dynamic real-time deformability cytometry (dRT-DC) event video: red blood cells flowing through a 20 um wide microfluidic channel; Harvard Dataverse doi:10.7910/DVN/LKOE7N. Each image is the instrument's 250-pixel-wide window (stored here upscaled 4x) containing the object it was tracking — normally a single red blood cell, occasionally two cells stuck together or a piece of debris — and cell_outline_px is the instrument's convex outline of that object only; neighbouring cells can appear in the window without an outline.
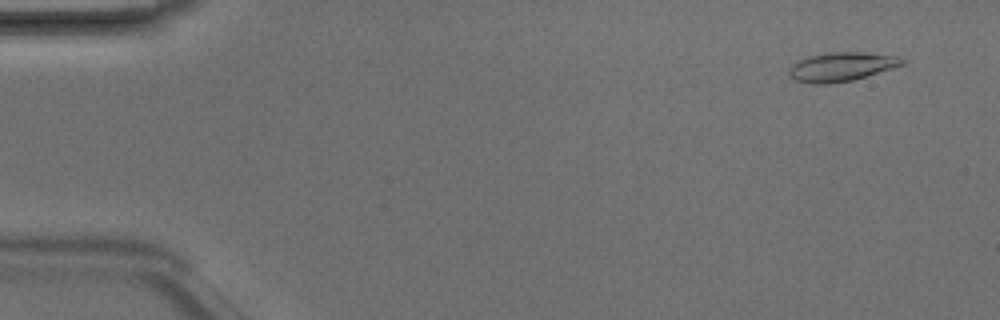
{"species": "Egyptian fruit bat (a non-hibernating species)", "species_latin": "Rousettus aegyptiacus", "temperature_condition": "room temperature", "stored_images_in_passage": 48, "camera_frame_rate_fps": 3000, "um_per_image_px": 0.085, "animal": {"sex": "male"}, "frame": {"image": 1, "passage_image": 3, "time_ms": 0.667, "image_size_px": [1000, 320], "cell_outline_px": [[908, 60], [904, 64], [892, 68], [852, 80], [832, 84], [812, 84], [796, 80], [788, 76], [788, 68], [796, 60], [808, 56], [828, 52], [864, 52], [896, 56]], "centroid_in_image_um": [71.47, 5.67], "position_along_channel_um": 13.5, "area_um2": 19.31}}
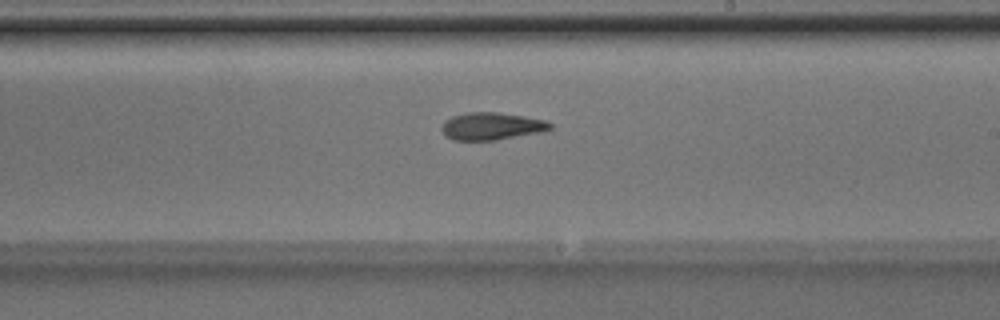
{"frame": {"image": 2, "passage_image": 28, "time_ms": 9.0, "image_size_px": [1000, 320], "cell_outline_px": [[552, 128], [544, 132], [496, 140], [452, 140], [444, 136], [440, 128], [444, 120], [452, 116], [468, 112], [496, 112], [524, 116], [544, 120], [552, 124]], "centroid_in_image_um": [41.76, 10.73], "position_along_channel_um": 247.2, "area_um2": 17.57}}
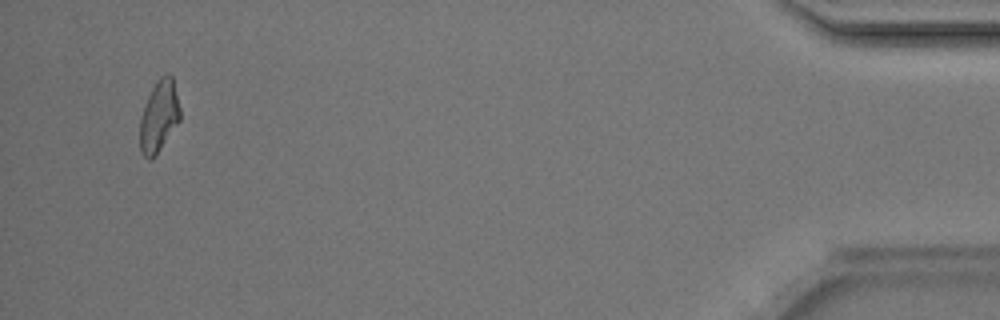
{"frame": {"image": 3, "passage_image": 46, "time_ms": 15.0, "image_size_px": [1000, 320], "cell_outline_px": [[180, 120], [152, 160], [148, 160], [140, 152], [140, 116], [144, 104], [152, 88], [160, 76], [168, 72], [172, 76], [180, 108]], "centroid_in_image_um": [13.5, 9.88], "position_along_channel_um": 421.7, "area_um2": 16.76}, "authors_computed_cell_mechanics": {"area_um2": 17.5712, "velocity_mm_per_s": 4.2149, "shape_relaxation_time_tau1_ms": 4.4202, "shape_relaxation_time_tau2_ms": 3.8264, "deformation_change_tau1": 0.1618, "deformation_change_tau2": 0.1175}}